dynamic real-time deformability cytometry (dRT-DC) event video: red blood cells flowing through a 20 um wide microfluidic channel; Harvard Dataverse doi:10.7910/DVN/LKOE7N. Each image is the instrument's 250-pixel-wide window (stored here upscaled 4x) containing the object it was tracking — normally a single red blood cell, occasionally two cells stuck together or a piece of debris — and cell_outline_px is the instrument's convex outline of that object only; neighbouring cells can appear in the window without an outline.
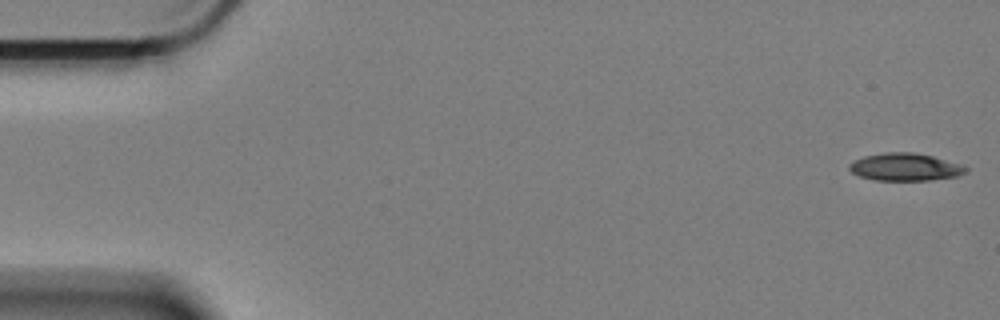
{"species": "Egyptian fruit bat (a non-hibernating species)", "species_latin": "Rousettus aegyptiacus", "temperature_condition": "cold", "stored_images_in_passage": 59, "camera_frame_rate_fps": 3000, "um_per_image_px": 0.085, "animal": {"sex": "female"}, "frame": {"image": 1, "passage_image": 1, "time_ms": 0.0, "image_size_px": [1000, 320], "cell_outline_px": [[968, 172], [960, 176], [932, 180], [872, 180], [860, 176], [852, 172], [848, 168], [848, 164], [852, 160], [864, 156], [884, 152], [912, 152], [932, 156], [964, 164], [968, 168]], "centroid_in_image_um": [76.97, 14.19], "position_along_channel_um": 8.0, "area_um2": 19.07}}
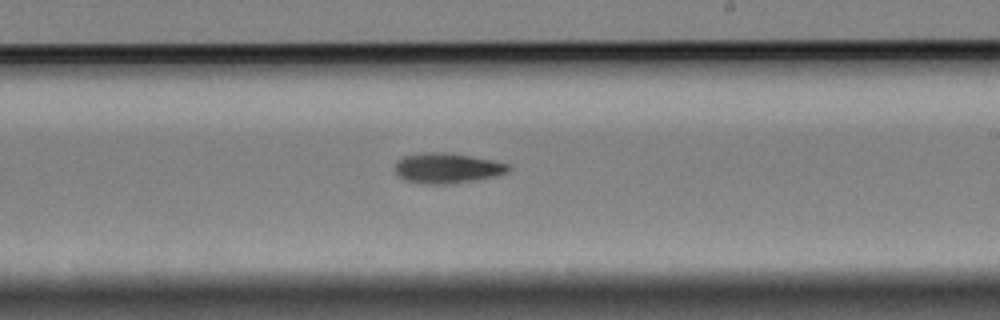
{"frame": {"image": 2, "passage_image": 34, "time_ms": 11.0, "image_size_px": [1000, 320], "cell_outline_px": [[512, 168], [508, 172], [496, 176], [476, 180], [448, 184], [424, 184], [404, 180], [396, 176], [392, 168], [396, 160], [404, 156], [420, 152], [444, 152], [492, 160], [508, 164]], "centroid_in_image_um": [37.93, 14.3], "position_along_channel_um": 251.1, "area_um2": 20.35}}
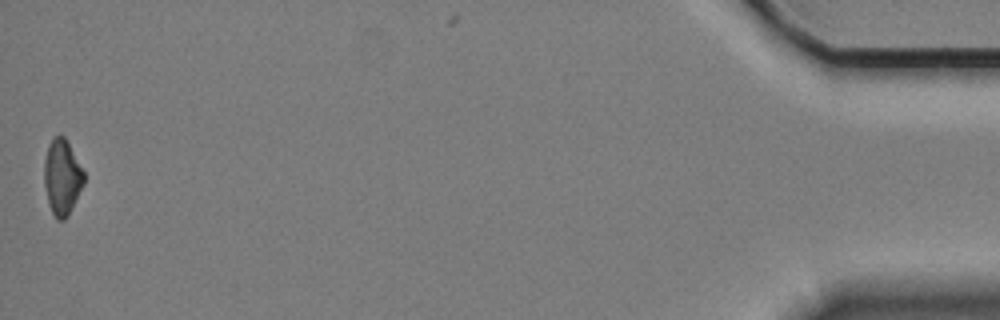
{"frame": {"image": 3, "passage_image": 58, "time_ms": 19.0, "image_size_px": [1000, 320], "cell_outline_px": [[84, 184], [68, 216], [64, 220], [56, 220], [48, 204], [44, 184], [44, 160], [48, 144], [52, 136], [64, 136], [84, 172]], "centroid_in_image_um": [5.26, 15.07], "position_along_channel_um": 429.9, "area_um2": 17.51}, "authors_computed_cell_mechanics": {"area_um2": 19.3052, "velocity_mm_per_s": 3.403, "shape_relaxation_time_tau1_ms": 9.994, "shape_relaxation_time_tau2_ms": null, "deformation_change_tau1": 0.2046, "deformation_change_tau2": null}}